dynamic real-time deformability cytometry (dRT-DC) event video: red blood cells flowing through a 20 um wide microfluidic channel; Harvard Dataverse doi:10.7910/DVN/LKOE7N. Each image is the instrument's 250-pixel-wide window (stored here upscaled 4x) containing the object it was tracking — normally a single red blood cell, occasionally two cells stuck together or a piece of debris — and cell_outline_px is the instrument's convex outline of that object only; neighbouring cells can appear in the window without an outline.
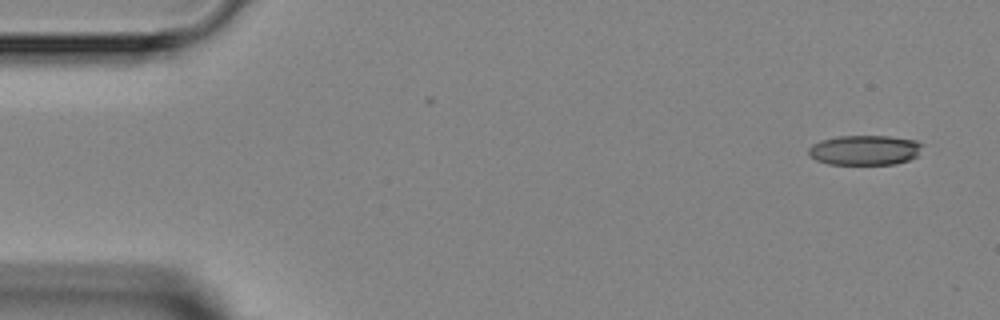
{"species": "Egyptian fruit bat (a non-hibernating species)", "species_latin": "Rousettus aegyptiacus", "temperature_condition": "room temperature", "stored_images_in_passage": 2, "camera_frame_rate_fps": 3000, "um_per_image_px": 0.085, "animal": {"sex": "female"}, "frame": {"image": 1, "passage_image": 2, "time_ms": 1.0, "image_size_px": [1000, 320], "cell_outline_px": [[924, 144], [916, 156], [908, 160], [896, 164], [828, 164], [816, 160], [808, 152], [808, 148], [812, 144], [820, 140], [836, 136], [888, 136], [916, 140]], "centroid_in_image_um": [73.5, 12.75], "position_along_channel_um": 11.5, "area_um2": 19.88}}